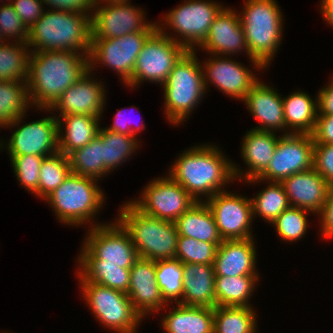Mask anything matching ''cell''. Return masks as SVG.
<instances>
[{
  "instance_id": "cell-1",
  "label": "cell",
  "mask_w": 333,
  "mask_h": 333,
  "mask_svg": "<svg viewBox=\"0 0 333 333\" xmlns=\"http://www.w3.org/2000/svg\"><path fill=\"white\" fill-rule=\"evenodd\" d=\"M88 70L89 58L81 52H30L27 87L31 104L38 110L49 109Z\"/></svg>"
},
{
  "instance_id": "cell-2",
  "label": "cell",
  "mask_w": 333,
  "mask_h": 333,
  "mask_svg": "<svg viewBox=\"0 0 333 333\" xmlns=\"http://www.w3.org/2000/svg\"><path fill=\"white\" fill-rule=\"evenodd\" d=\"M214 145L194 146L185 150L169 170L171 176L197 202L217 192L225 191V184L234 181L233 163ZM223 189V190H222Z\"/></svg>"
},
{
  "instance_id": "cell-3",
  "label": "cell",
  "mask_w": 333,
  "mask_h": 333,
  "mask_svg": "<svg viewBox=\"0 0 333 333\" xmlns=\"http://www.w3.org/2000/svg\"><path fill=\"white\" fill-rule=\"evenodd\" d=\"M91 41V14L49 9L28 30L26 43L35 48L30 52L80 50L89 56Z\"/></svg>"
},
{
  "instance_id": "cell-4",
  "label": "cell",
  "mask_w": 333,
  "mask_h": 333,
  "mask_svg": "<svg viewBox=\"0 0 333 333\" xmlns=\"http://www.w3.org/2000/svg\"><path fill=\"white\" fill-rule=\"evenodd\" d=\"M244 4L240 21L248 58L257 70L265 69L281 44L283 13L276 0H247Z\"/></svg>"
},
{
  "instance_id": "cell-5",
  "label": "cell",
  "mask_w": 333,
  "mask_h": 333,
  "mask_svg": "<svg viewBox=\"0 0 333 333\" xmlns=\"http://www.w3.org/2000/svg\"><path fill=\"white\" fill-rule=\"evenodd\" d=\"M116 220L129 234L139 257L149 260L175 259L178 232L174 222L161 220L123 204Z\"/></svg>"
},
{
  "instance_id": "cell-6",
  "label": "cell",
  "mask_w": 333,
  "mask_h": 333,
  "mask_svg": "<svg viewBox=\"0 0 333 333\" xmlns=\"http://www.w3.org/2000/svg\"><path fill=\"white\" fill-rule=\"evenodd\" d=\"M195 52L187 51L162 85L166 118L174 125L186 121L206 93L203 68Z\"/></svg>"
},
{
  "instance_id": "cell-7",
  "label": "cell",
  "mask_w": 333,
  "mask_h": 333,
  "mask_svg": "<svg viewBox=\"0 0 333 333\" xmlns=\"http://www.w3.org/2000/svg\"><path fill=\"white\" fill-rule=\"evenodd\" d=\"M97 179L70 173L63 183L44 198L62 223L79 226L92 221L105 202Z\"/></svg>"
},
{
  "instance_id": "cell-8",
  "label": "cell",
  "mask_w": 333,
  "mask_h": 333,
  "mask_svg": "<svg viewBox=\"0 0 333 333\" xmlns=\"http://www.w3.org/2000/svg\"><path fill=\"white\" fill-rule=\"evenodd\" d=\"M84 300L94 317L116 333H136L142 316L126 293L96 283H81Z\"/></svg>"
},
{
  "instance_id": "cell-9",
  "label": "cell",
  "mask_w": 333,
  "mask_h": 333,
  "mask_svg": "<svg viewBox=\"0 0 333 333\" xmlns=\"http://www.w3.org/2000/svg\"><path fill=\"white\" fill-rule=\"evenodd\" d=\"M218 2L207 0H185L182 5L165 14L166 27L178 33L181 39L165 33L164 23L158 29L167 37L184 46L188 51H195L209 33L211 24L224 8ZM161 25V26H160ZM163 26V27H162ZM164 31V32H163ZM198 45V46H197Z\"/></svg>"
},
{
  "instance_id": "cell-10",
  "label": "cell",
  "mask_w": 333,
  "mask_h": 333,
  "mask_svg": "<svg viewBox=\"0 0 333 333\" xmlns=\"http://www.w3.org/2000/svg\"><path fill=\"white\" fill-rule=\"evenodd\" d=\"M187 51L157 28L144 42L132 78L125 85L134 88L145 80L163 85L175 64Z\"/></svg>"
},
{
  "instance_id": "cell-11",
  "label": "cell",
  "mask_w": 333,
  "mask_h": 333,
  "mask_svg": "<svg viewBox=\"0 0 333 333\" xmlns=\"http://www.w3.org/2000/svg\"><path fill=\"white\" fill-rule=\"evenodd\" d=\"M314 141L310 134H283L279 137L267 169L258 177L246 182L281 183L289 176L313 168Z\"/></svg>"
},
{
  "instance_id": "cell-12",
  "label": "cell",
  "mask_w": 333,
  "mask_h": 333,
  "mask_svg": "<svg viewBox=\"0 0 333 333\" xmlns=\"http://www.w3.org/2000/svg\"><path fill=\"white\" fill-rule=\"evenodd\" d=\"M153 32L140 31L120 38L92 39L88 56L89 70L92 72L98 62L115 70L126 84L132 78L136 59L144 42Z\"/></svg>"
},
{
  "instance_id": "cell-13",
  "label": "cell",
  "mask_w": 333,
  "mask_h": 333,
  "mask_svg": "<svg viewBox=\"0 0 333 333\" xmlns=\"http://www.w3.org/2000/svg\"><path fill=\"white\" fill-rule=\"evenodd\" d=\"M139 200L130 201L143 213L175 222L197 201L171 176L149 182ZM143 198V199H142Z\"/></svg>"
},
{
  "instance_id": "cell-14",
  "label": "cell",
  "mask_w": 333,
  "mask_h": 333,
  "mask_svg": "<svg viewBox=\"0 0 333 333\" xmlns=\"http://www.w3.org/2000/svg\"><path fill=\"white\" fill-rule=\"evenodd\" d=\"M93 13L92 39L120 38L126 34L155 31L158 28L157 23L146 22L144 11L140 7H133L129 1L104 3V6L95 4Z\"/></svg>"
},
{
  "instance_id": "cell-15",
  "label": "cell",
  "mask_w": 333,
  "mask_h": 333,
  "mask_svg": "<svg viewBox=\"0 0 333 333\" xmlns=\"http://www.w3.org/2000/svg\"><path fill=\"white\" fill-rule=\"evenodd\" d=\"M223 240L253 238L250 230L253 211L251 199L227 191L217 192L205 200Z\"/></svg>"
},
{
  "instance_id": "cell-16",
  "label": "cell",
  "mask_w": 333,
  "mask_h": 333,
  "mask_svg": "<svg viewBox=\"0 0 333 333\" xmlns=\"http://www.w3.org/2000/svg\"><path fill=\"white\" fill-rule=\"evenodd\" d=\"M84 242V245L101 259V264L130 269L139 258L129 234L118 222L108 225L93 223Z\"/></svg>"
},
{
  "instance_id": "cell-17",
  "label": "cell",
  "mask_w": 333,
  "mask_h": 333,
  "mask_svg": "<svg viewBox=\"0 0 333 333\" xmlns=\"http://www.w3.org/2000/svg\"><path fill=\"white\" fill-rule=\"evenodd\" d=\"M10 159L16 155L51 156L58 152V121L49 116L25 123L11 134L5 147Z\"/></svg>"
},
{
  "instance_id": "cell-18",
  "label": "cell",
  "mask_w": 333,
  "mask_h": 333,
  "mask_svg": "<svg viewBox=\"0 0 333 333\" xmlns=\"http://www.w3.org/2000/svg\"><path fill=\"white\" fill-rule=\"evenodd\" d=\"M88 70L78 81L64 91L49 109L59 110L60 115L83 114L101 119L105 107V86L103 82L90 77ZM102 83V84H101Z\"/></svg>"
},
{
  "instance_id": "cell-19",
  "label": "cell",
  "mask_w": 333,
  "mask_h": 333,
  "mask_svg": "<svg viewBox=\"0 0 333 333\" xmlns=\"http://www.w3.org/2000/svg\"><path fill=\"white\" fill-rule=\"evenodd\" d=\"M213 57L208 59L202 67L204 68L205 88L207 89L208 83L211 82L209 84H214L229 97L243 101L246 94L259 79L240 62L228 59L226 56L222 58L220 55H213Z\"/></svg>"
},
{
  "instance_id": "cell-20",
  "label": "cell",
  "mask_w": 333,
  "mask_h": 333,
  "mask_svg": "<svg viewBox=\"0 0 333 333\" xmlns=\"http://www.w3.org/2000/svg\"><path fill=\"white\" fill-rule=\"evenodd\" d=\"M127 295L142 318L148 313L160 311L168 304L162 297L156 280V261L141 257L135 261L130 268Z\"/></svg>"
},
{
  "instance_id": "cell-21",
  "label": "cell",
  "mask_w": 333,
  "mask_h": 333,
  "mask_svg": "<svg viewBox=\"0 0 333 333\" xmlns=\"http://www.w3.org/2000/svg\"><path fill=\"white\" fill-rule=\"evenodd\" d=\"M198 48L206 50L211 55L219 54L222 57L233 55L243 48L248 56L240 15L233 9L224 7L214 19L207 37Z\"/></svg>"
},
{
  "instance_id": "cell-22",
  "label": "cell",
  "mask_w": 333,
  "mask_h": 333,
  "mask_svg": "<svg viewBox=\"0 0 333 333\" xmlns=\"http://www.w3.org/2000/svg\"><path fill=\"white\" fill-rule=\"evenodd\" d=\"M290 206L318 215L326 202L331 185L314 169L295 173L281 182Z\"/></svg>"
},
{
  "instance_id": "cell-23",
  "label": "cell",
  "mask_w": 333,
  "mask_h": 333,
  "mask_svg": "<svg viewBox=\"0 0 333 333\" xmlns=\"http://www.w3.org/2000/svg\"><path fill=\"white\" fill-rule=\"evenodd\" d=\"M254 243L253 238L223 240L217 247L213 263L215 276L258 275Z\"/></svg>"
},
{
  "instance_id": "cell-24",
  "label": "cell",
  "mask_w": 333,
  "mask_h": 333,
  "mask_svg": "<svg viewBox=\"0 0 333 333\" xmlns=\"http://www.w3.org/2000/svg\"><path fill=\"white\" fill-rule=\"evenodd\" d=\"M243 101L253 117L261 122L262 126L254 130L275 132L286 129L282 97L272 87L258 80Z\"/></svg>"
},
{
  "instance_id": "cell-25",
  "label": "cell",
  "mask_w": 333,
  "mask_h": 333,
  "mask_svg": "<svg viewBox=\"0 0 333 333\" xmlns=\"http://www.w3.org/2000/svg\"><path fill=\"white\" fill-rule=\"evenodd\" d=\"M278 139V136L271 131L249 130L242 140L241 147L242 158L248 166V170L243 175V172L233 165L235 179L239 177L247 181L258 178L269 166Z\"/></svg>"
},
{
  "instance_id": "cell-26",
  "label": "cell",
  "mask_w": 333,
  "mask_h": 333,
  "mask_svg": "<svg viewBox=\"0 0 333 333\" xmlns=\"http://www.w3.org/2000/svg\"><path fill=\"white\" fill-rule=\"evenodd\" d=\"M183 294L179 303L188 306L216 307L213 264L182 263Z\"/></svg>"
},
{
  "instance_id": "cell-27",
  "label": "cell",
  "mask_w": 333,
  "mask_h": 333,
  "mask_svg": "<svg viewBox=\"0 0 333 333\" xmlns=\"http://www.w3.org/2000/svg\"><path fill=\"white\" fill-rule=\"evenodd\" d=\"M78 263H80V283H96L123 293H128L130 284V269L121 268L118 265L101 264L85 245L80 250Z\"/></svg>"
},
{
  "instance_id": "cell-28",
  "label": "cell",
  "mask_w": 333,
  "mask_h": 333,
  "mask_svg": "<svg viewBox=\"0 0 333 333\" xmlns=\"http://www.w3.org/2000/svg\"><path fill=\"white\" fill-rule=\"evenodd\" d=\"M60 118L57 116L58 152L66 156L92 141L100 129L98 123L100 118L98 117L83 114H68L62 115ZM63 129L65 130V134L61 133Z\"/></svg>"
},
{
  "instance_id": "cell-29",
  "label": "cell",
  "mask_w": 333,
  "mask_h": 333,
  "mask_svg": "<svg viewBox=\"0 0 333 333\" xmlns=\"http://www.w3.org/2000/svg\"><path fill=\"white\" fill-rule=\"evenodd\" d=\"M161 325L166 333H213L214 308L177 303Z\"/></svg>"
},
{
  "instance_id": "cell-30",
  "label": "cell",
  "mask_w": 333,
  "mask_h": 333,
  "mask_svg": "<svg viewBox=\"0 0 333 333\" xmlns=\"http://www.w3.org/2000/svg\"><path fill=\"white\" fill-rule=\"evenodd\" d=\"M174 223L179 236L209 243L223 242L213 214L205 201L196 202Z\"/></svg>"
},
{
  "instance_id": "cell-31",
  "label": "cell",
  "mask_w": 333,
  "mask_h": 333,
  "mask_svg": "<svg viewBox=\"0 0 333 333\" xmlns=\"http://www.w3.org/2000/svg\"><path fill=\"white\" fill-rule=\"evenodd\" d=\"M284 120L287 131L284 134H312L315 128L318 106L317 100L303 91H295L282 97ZM289 129H293L288 132Z\"/></svg>"
},
{
  "instance_id": "cell-32",
  "label": "cell",
  "mask_w": 333,
  "mask_h": 333,
  "mask_svg": "<svg viewBox=\"0 0 333 333\" xmlns=\"http://www.w3.org/2000/svg\"><path fill=\"white\" fill-rule=\"evenodd\" d=\"M30 103L27 81H0V127L19 125Z\"/></svg>"
},
{
  "instance_id": "cell-33",
  "label": "cell",
  "mask_w": 333,
  "mask_h": 333,
  "mask_svg": "<svg viewBox=\"0 0 333 333\" xmlns=\"http://www.w3.org/2000/svg\"><path fill=\"white\" fill-rule=\"evenodd\" d=\"M259 275L215 276L216 306L252 307L249 299Z\"/></svg>"
},
{
  "instance_id": "cell-34",
  "label": "cell",
  "mask_w": 333,
  "mask_h": 333,
  "mask_svg": "<svg viewBox=\"0 0 333 333\" xmlns=\"http://www.w3.org/2000/svg\"><path fill=\"white\" fill-rule=\"evenodd\" d=\"M102 136L103 175L116 169L119 164L127 159L138 149L137 138L100 128L98 132Z\"/></svg>"
},
{
  "instance_id": "cell-35",
  "label": "cell",
  "mask_w": 333,
  "mask_h": 333,
  "mask_svg": "<svg viewBox=\"0 0 333 333\" xmlns=\"http://www.w3.org/2000/svg\"><path fill=\"white\" fill-rule=\"evenodd\" d=\"M256 314L252 307H214L213 333H255Z\"/></svg>"
},
{
  "instance_id": "cell-36",
  "label": "cell",
  "mask_w": 333,
  "mask_h": 333,
  "mask_svg": "<svg viewBox=\"0 0 333 333\" xmlns=\"http://www.w3.org/2000/svg\"><path fill=\"white\" fill-rule=\"evenodd\" d=\"M16 43V44H15ZM0 44V81H27L30 50L27 43ZM28 48V49H27Z\"/></svg>"
},
{
  "instance_id": "cell-37",
  "label": "cell",
  "mask_w": 333,
  "mask_h": 333,
  "mask_svg": "<svg viewBox=\"0 0 333 333\" xmlns=\"http://www.w3.org/2000/svg\"><path fill=\"white\" fill-rule=\"evenodd\" d=\"M72 173L99 180L103 176L102 136L98 133L84 147L68 155Z\"/></svg>"
},
{
  "instance_id": "cell-38",
  "label": "cell",
  "mask_w": 333,
  "mask_h": 333,
  "mask_svg": "<svg viewBox=\"0 0 333 333\" xmlns=\"http://www.w3.org/2000/svg\"><path fill=\"white\" fill-rule=\"evenodd\" d=\"M269 185L261 190L253 199V216L258 215L268 223L274 220L290 205L284 187L278 182H269Z\"/></svg>"
},
{
  "instance_id": "cell-39",
  "label": "cell",
  "mask_w": 333,
  "mask_h": 333,
  "mask_svg": "<svg viewBox=\"0 0 333 333\" xmlns=\"http://www.w3.org/2000/svg\"><path fill=\"white\" fill-rule=\"evenodd\" d=\"M72 172L68 156L57 152L54 155L44 157L40 167L38 182V196L47 197L57 189Z\"/></svg>"
},
{
  "instance_id": "cell-40",
  "label": "cell",
  "mask_w": 333,
  "mask_h": 333,
  "mask_svg": "<svg viewBox=\"0 0 333 333\" xmlns=\"http://www.w3.org/2000/svg\"><path fill=\"white\" fill-rule=\"evenodd\" d=\"M156 280L167 303H179L183 294V268L178 259L156 261Z\"/></svg>"
},
{
  "instance_id": "cell-41",
  "label": "cell",
  "mask_w": 333,
  "mask_h": 333,
  "mask_svg": "<svg viewBox=\"0 0 333 333\" xmlns=\"http://www.w3.org/2000/svg\"><path fill=\"white\" fill-rule=\"evenodd\" d=\"M220 244L178 236L175 259L182 263L213 264L217 247Z\"/></svg>"
},
{
  "instance_id": "cell-42",
  "label": "cell",
  "mask_w": 333,
  "mask_h": 333,
  "mask_svg": "<svg viewBox=\"0 0 333 333\" xmlns=\"http://www.w3.org/2000/svg\"><path fill=\"white\" fill-rule=\"evenodd\" d=\"M310 211L289 206L272 223L275 226L277 235L285 241H297L305 235L308 227L306 215Z\"/></svg>"
},
{
  "instance_id": "cell-43",
  "label": "cell",
  "mask_w": 333,
  "mask_h": 333,
  "mask_svg": "<svg viewBox=\"0 0 333 333\" xmlns=\"http://www.w3.org/2000/svg\"><path fill=\"white\" fill-rule=\"evenodd\" d=\"M44 156L37 155H16L10 161L19 183L26 190L38 196V182L40 167Z\"/></svg>"
},
{
  "instance_id": "cell-44",
  "label": "cell",
  "mask_w": 333,
  "mask_h": 333,
  "mask_svg": "<svg viewBox=\"0 0 333 333\" xmlns=\"http://www.w3.org/2000/svg\"><path fill=\"white\" fill-rule=\"evenodd\" d=\"M0 32L2 37L8 39L15 38V42L26 43L28 39V29L15 12L11 3H6L0 7Z\"/></svg>"
},
{
  "instance_id": "cell-45",
  "label": "cell",
  "mask_w": 333,
  "mask_h": 333,
  "mask_svg": "<svg viewBox=\"0 0 333 333\" xmlns=\"http://www.w3.org/2000/svg\"><path fill=\"white\" fill-rule=\"evenodd\" d=\"M313 168L333 186V144L314 143Z\"/></svg>"
},
{
  "instance_id": "cell-46",
  "label": "cell",
  "mask_w": 333,
  "mask_h": 333,
  "mask_svg": "<svg viewBox=\"0 0 333 333\" xmlns=\"http://www.w3.org/2000/svg\"><path fill=\"white\" fill-rule=\"evenodd\" d=\"M9 3L28 30L40 19L45 10L42 0H13Z\"/></svg>"
},
{
  "instance_id": "cell-47",
  "label": "cell",
  "mask_w": 333,
  "mask_h": 333,
  "mask_svg": "<svg viewBox=\"0 0 333 333\" xmlns=\"http://www.w3.org/2000/svg\"><path fill=\"white\" fill-rule=\"evenodd\" d=\"M45 5L55 10L93 14L94 0H42ZM92 9V11H91ZM91 12V13H90Z\"/></svg>"
},
{
  "instance_id": "cell-48",
  "label": "cell",
  "mask_w": 333,
  "mask_h": 333,
  "mask_svg": "<svg viewBox=\"0 0 333 333\" xmlns=\"http://www.w3.org/2000/svg\"><path fill=\"white\" fill-rule=\"evenodd\" d=\"M311 135L314 143L333 144V115L317 116Z\"/></svg>"
},
{
  "instance_id": "cell-49",
  "label": "cell",
  "mask_w": 333,
  "mask_h": 333,
  "mask_svg": "<svg viewBox=\"0 0 333 333\" xmlns=\"http://www.w3.org/2000/svg\"><path fill=\"white\" fill-rule=\"evenodd\" d=\"M321 216V234L324 238L333 237V186H331L328 198L324 203L322 210L318 214Z\"/></svg>"
},
{
  "instance_id": "cell-50",
  "label": "cell",
  "mask_w": 333,
  "mask_h": 333,
  "mask_svg": "<svg viewBox=\"0 0 333 333\" xmlns=\"http://www.w3.org/2000/svg\"><path fill=\"white\" fill-rule=\"evenodd\" d=\"M317 94L318 116L333 115V77L330 84Z\"/></svg>"
},
{
  "instance_id": "cell-51",
  "label": "cell",
  "mask_w": 333,
  "mask_h": 333,
  "mask_svg": "<svg viewBox=\"0 0 333 333\" xmlns=\"http://www.w3.org/2000/svg\"><path fill=\"white\" fill-rule=\"evenodd\" d=\"M133 110V108L131 109V111ZM123 109H120L117 111V114L114 117V123L112 124L111 127H106L105 129L112 131V132H117V133H121V134H126V135H133L136 137V134L140 131V130H144L145 124H140V126L138 125L137 127H132L129 123V121L125 120L124 117V112Z\"/></svg>"
},
{
  "instance_id": "cell-52",
  "label": "cell",
  "mask_w": 333,
  "mask_h": 333,
  "mask_svg": "<svg viewBox=\"0 0 333 333\" xmlns=\"http://www.w3.org/2000/svg\"><path fill=\"white\" fill-rule=\"evenodd\" d=\"M320 11L327 24L333 28V0H322Z\"/></svg>"
},
{
  "instance_id": "cell-53",
  "label": "cell",
  "mask_w": 333,
  "mask_h": 333,
  "mask_svg": "<svg viewBox=\"0 0 333 333\" xmlns=\"http://www.w3.org/2000/svg\"><path fill=\"white\" fill-rule=\"evenodd\" d=\"M102 1L106 2V4H108V3L128 2V0H101V1L100 0H94V3L95 4H100Z\"/></svg>"
},
{
  "instance_id": "cell-54",
  "label": "cell",
  "mask_w": 333,
  "mask_h": 333,
  "mask_svg": "<svg viewBox=\"0 0 333 333\" xmlns=\"http://www.w3.org/2000/svg\"><path fill=\"white\" fill-rule=\"evenodd\" d=\"M3 40H4V38L2 37L1 32H0V44L4 43V42H8V41H6V38H5V41H3Z\"/></svg>"
}]
</instances>
